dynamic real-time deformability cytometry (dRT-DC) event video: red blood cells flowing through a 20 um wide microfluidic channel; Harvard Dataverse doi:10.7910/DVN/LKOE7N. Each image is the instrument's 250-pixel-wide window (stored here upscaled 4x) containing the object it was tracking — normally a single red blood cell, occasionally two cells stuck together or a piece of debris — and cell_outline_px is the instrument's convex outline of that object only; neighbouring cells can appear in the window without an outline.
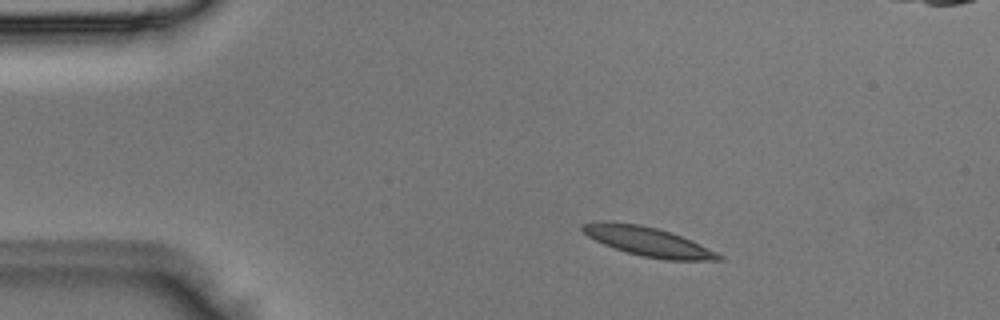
{"species": "Egyptian fruit bat (a non-hibernating species)", "species_latin": "Rousettus aegyptiacus", "temperature_condition": "room temperature", "stored_images_in_passage": 2, "camera_frame_rate_fps": 3000, "um_per_image_px": 0.085, "animal": {"sex": "male"}, "frame": {"image": 1, "passage_image": 1, "time_ms": 0.0, "image_size_px": [1000, 320], "cell_outline_px": [[724, 260], [664, 260], [644, 256], [628, 252], [604, 244], [588, 236], [580, 228], [580, 224], [640, 224], [656, 228], [680, 236], [716, 252], [724, 256]], "centroid_in_image_um": [55.17, 20.58], "position_along_channel_um": 29.8, "area_um2": 21.91}}